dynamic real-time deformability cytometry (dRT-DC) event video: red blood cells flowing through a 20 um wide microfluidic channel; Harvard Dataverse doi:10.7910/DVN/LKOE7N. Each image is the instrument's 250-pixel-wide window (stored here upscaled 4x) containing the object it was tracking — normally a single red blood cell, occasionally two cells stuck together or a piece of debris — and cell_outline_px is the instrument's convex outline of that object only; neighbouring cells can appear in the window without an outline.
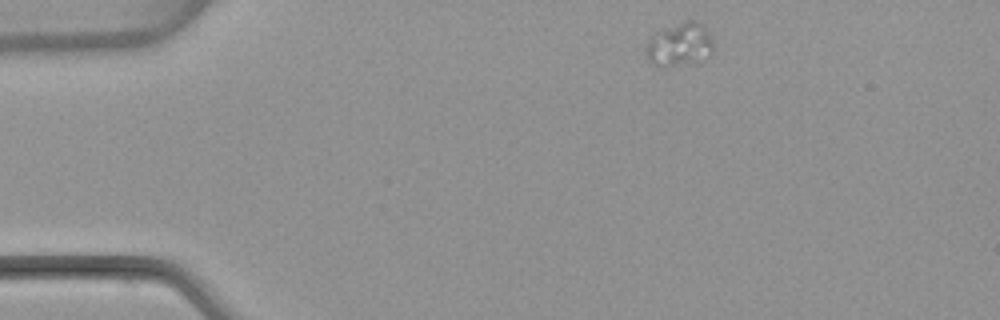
{"species": "common noctule bat (a hibernating species)", "species_latin": "Nyctalus noctula", "temperature_condition": "warm", "stored_images_in_passage": 4, "camera_frame_rate_fps": 3000, "um_per_image_px": 0.085, "animal": {"sex": "female", "body_mass_g": 22.7, "forearm_length_mm": 54.2}, "frame": {"image": 1, "passage_image": 1, "time_ms": 0.0, "image_size_px": [1000, 320], "cell_outline_px": [[716, 48], [708, 56], [696, 60], [668, 64], [652, 64], [648, 60], [644, 48], [648, 40], [656, 32], [684, 20], [696, 20], [704, 24]], "centroid_in_image_um": [57.78, 3.7], "position_along_channel_um": 27.2, "area_um2": 16.59}}
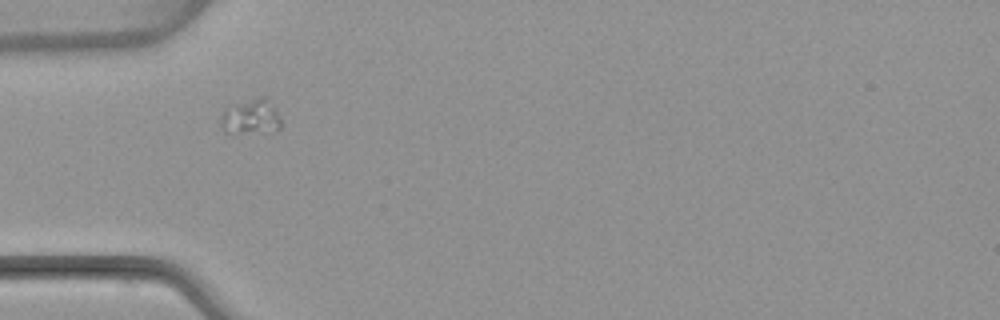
{"frame": {"image": 2, "passage_image": 3, "time_ms": 2.667, "image_size_px": [1000, 320], "cell_outline_px": [[280, 128], [276, 132], [232, 136], [224, 132], [220, 128], [220, 116], [224, 108], [228, 104], [260, 96], [268, 96], [276, 108], [280, 120]], "centroid_in_image_um": [21.27, 9.97], "position_along_channel_um": 63.7, "area_um2": 13.7}}
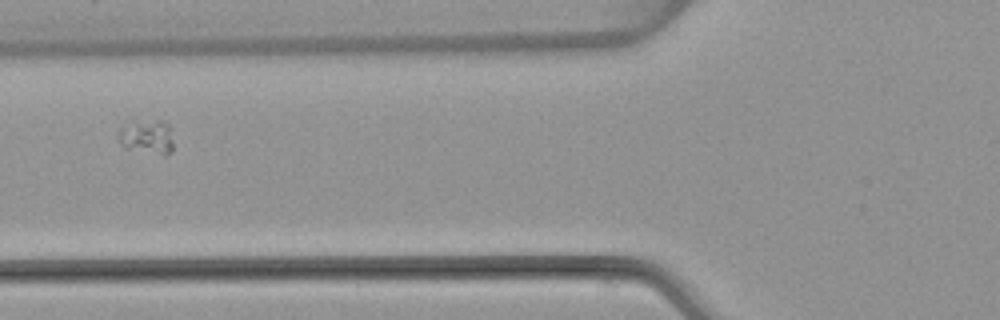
{"frame": {"image": 3, "passage_image": 4, "time_ms": 4.0, "image_size_px": [1000, 320], "cell_outline_px": [[172, 152], [164, 156], [124, 148], [120, 144], [120, 128], [136, 124], [156, 120], [164, 120], [168, 124], [172, 140]], "centroid_in_image_um": [12.56, 11.7], "position_along_channel_um": 113.2, "area_um2": 10.58}}